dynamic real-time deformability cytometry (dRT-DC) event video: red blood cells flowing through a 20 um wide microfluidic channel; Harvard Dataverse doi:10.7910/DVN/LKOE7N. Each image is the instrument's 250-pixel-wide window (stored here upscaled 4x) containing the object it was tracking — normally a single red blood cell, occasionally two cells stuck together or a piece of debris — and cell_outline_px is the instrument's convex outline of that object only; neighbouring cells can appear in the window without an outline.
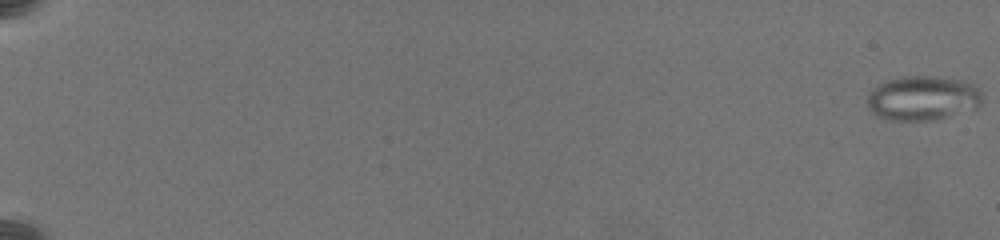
{"species": "common noctule bat (a hibernating species)", "species_latin": "Nyctalus noctula", "temperature_condition": "warm", "stored_images_in_passage": 30, "camera_frame_rate_fps": 3000, "um_per_image_px": 0.085, "animal": {"sex": "female", "body_mass_g": 19.5, "forearm_length_mm": 54.1}, "frame": {"image": 1, "passage_image": 1, "time_ms": 0.0, "image_size_px": [1000, 240], "cell_outline_px": [[984, 100], [976, 108], [948, 116], [932, 120], [888, 120], [876, 116], [868, 108], [868, 96], [872, 88], [888, 80], [904, 76], [936, 76], [960, 80], [972, 84], [980, 92]], "centroid_in_image_um": [78.41, 8.34], "position_along_channel_um": 6.6, "area_um2": 29.71}}
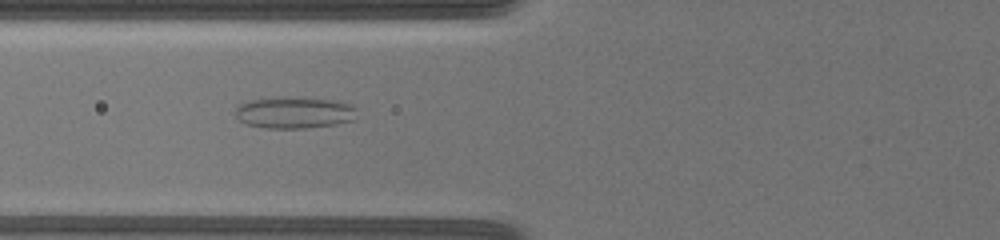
{"frame": {"image": 2, "passage_image": 21, "time_ms": 9.333, "image_size_px": [1000, 240], "cell_outline_px": [[356, 108], [352, 120], [336, 124], [304, 128], [264, 128], [248, 124], [240, 120], [236, 116], [236, 108], [240, 104], [248, 100], [276, 96], [304, 96], [340, 100]], "centroid_in_image_um": [25.01, 9.53], "position_along_channel_um": 100.8, "area_um2": 22.83}}
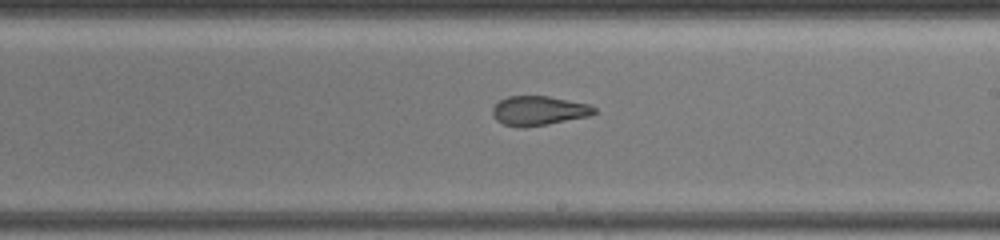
{"frame": {"image": 3, "passage_image": 30, "time_ms": 13.333, "image_size_px": [1000, 240], "cell_outline_px": [[596, 112], [588, 116], [524, 128], [520, 128], [504, 124], [496, 120], [492, 116], [492, 108], [500, 100], [508, 96], [548, 96], [588, 104], [596, 108]], "centroid_in_image_um": [45.75, 9.41], "position_along_channel_um": 243.3, "area_um2": 17.28}}